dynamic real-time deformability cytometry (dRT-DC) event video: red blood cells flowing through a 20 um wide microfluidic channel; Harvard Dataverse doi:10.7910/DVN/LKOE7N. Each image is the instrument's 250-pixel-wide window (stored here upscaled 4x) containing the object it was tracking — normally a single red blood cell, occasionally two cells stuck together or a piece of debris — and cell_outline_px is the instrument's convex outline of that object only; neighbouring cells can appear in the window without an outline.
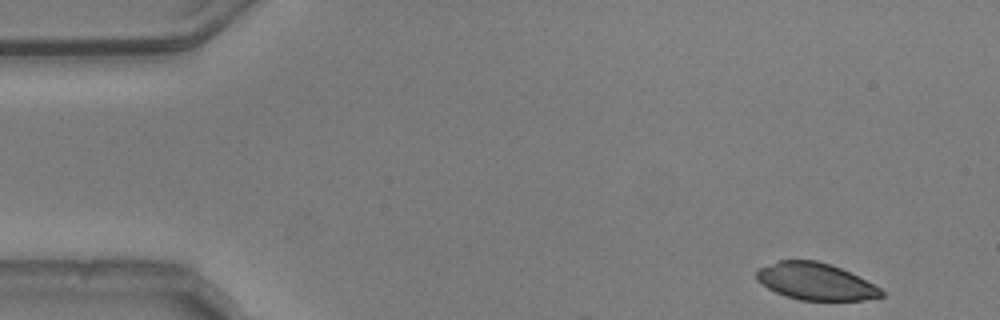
{"species": "common noctule bat (a hibernating species)", "species_latin": "Nyctalus noctula", "temperature_condition": "warm", "stored_images_in_passage": 5, "camera_frame_rate_fps": 3000, "um_per_image_px": 0.085, "animal": {"sex": "male", "body_mass_g": 20.5, "forearm_length_mm": 52.5}, "frame": {"image": 1, "passage_image": 1, "time_ms": 0.0, "image_size_px": [1000, 320], "cell_outline_px": [[884, 296], [864, 300], [800, 300], [784, 296], [768, 288], [756, 280], [756, 268], [780, 260], [816, 260], [832, 264], [880, 288], [884, 292]], "centroid_in_image_um": [69.27, 23.92], "position_along_channel_um": 15.7, "area_um2": 26.82}}